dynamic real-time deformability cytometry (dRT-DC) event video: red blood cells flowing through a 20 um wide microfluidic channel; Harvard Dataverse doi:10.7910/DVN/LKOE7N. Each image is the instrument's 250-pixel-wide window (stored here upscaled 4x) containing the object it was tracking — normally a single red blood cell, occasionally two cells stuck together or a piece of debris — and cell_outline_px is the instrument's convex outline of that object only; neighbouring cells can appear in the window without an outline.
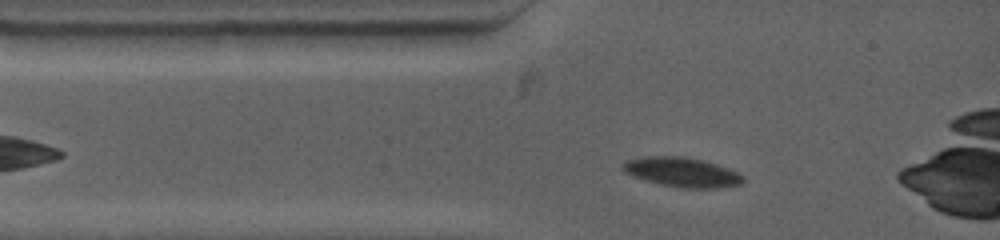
{"species": "common noctule bat (a hibernating species)", "species_latin": "Nyctalus noctula", "temperature_condition": "warm", "stored_images_in_passage": 33, "camera_frame_rate_fps": 4500, "um_per_image_px": 0.085, "animal": {"sex": "female", "body_mass_g": 19.0, "forearm_length_mm": 53.3}, "frame": {"image": 1, "passage_image": 4, "time_ms": 1.111, "image_size_px": [1000, 240], "cell_outline_px": [[740, 184], [716, 188], [676, 188], [660, 184], [636, 176], [628, 172], [624, 168], [624, 164], [632, 160], [664, 156], [700, 160], [724, 168], [740, 176]], "centroid_in_image_um": [57.98, 14.68], "position_along_channel_um": 27.0, "area_um2": 18.96}}
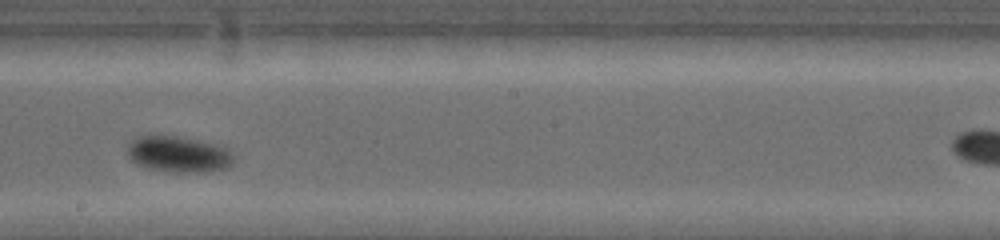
{"frame": {"image": 2, "passage_image": 19, "time_ms": 6.889, "image_size_px": [1000, 240], "cell_outline_px": [[228, 168], [212, 172], [160, 172], [136, 164], [132, 160], [132, 148], [136, 140], [148, 136], [164, 136], [200, 144], [224, 152], [228, 156]], "centroid_in_image_um": [15.06, 13.23], "position_along_channel_um": 233.1, "area_um2": 19.71}}
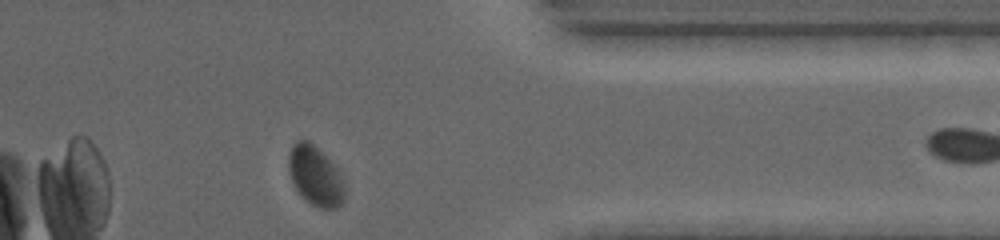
{"frame": {"image": 3, "passage_image": 32, "time_ms": 11.333, "image_size_px": [1000, 240], "cell_outline_px": [[344, 200], [336, 208], [320, 208], [312, 204], [296, 188], [292, 176], [292, 148], [300, 140], [308, 140], [316, 148], [340, 180], [344, 192]], "centroid_in_image_um": [26.82, 15.03], "position_along_channel_um": 384.6, "area_um2": 17.11}, "authors_computed_cell_mechanics": {"area_um2": 19.3052, "velocity_mm_per_s": 3.6901, "shape_relaxation_time_tau1_ms": 9.7445, "shape_relaxation_time_tau2_ms": 1.5427, "deformation_change_tau1": 0.232, "deformation_change_tau2": 0.0317}}